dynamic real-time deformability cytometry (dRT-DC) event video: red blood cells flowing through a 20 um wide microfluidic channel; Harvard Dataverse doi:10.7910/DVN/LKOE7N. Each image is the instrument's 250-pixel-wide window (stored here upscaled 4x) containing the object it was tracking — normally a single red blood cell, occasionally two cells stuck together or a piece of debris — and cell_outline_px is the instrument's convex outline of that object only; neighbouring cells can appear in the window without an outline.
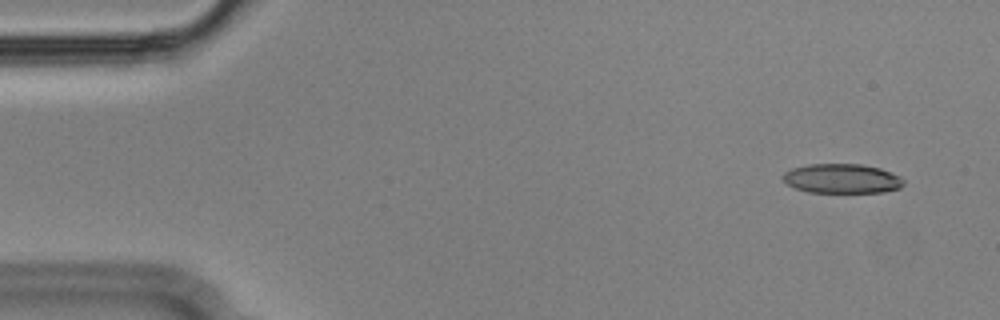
{"species": "Egyptian fruit bat (a non-hibernating species)", "species_latin": "Rousettus aegyptiacus", "temperature_condition": "cold", "stored_images_in_passage": 56, "camera_frame_rate_fps": 3000, "um_per_image_px": 0.085, "animal": {"sex": "male"}, "frame": {"image": 1, "passage_image": 4, "time_ms": 1.0, "image_size_px": [1000, 320], "cell_outline_px": [[904, 184], [900, 188], [884, 192], [808, 192], [796, 188], [788, 184], [780, 176], [784, 172], [792, 168], [808, 164], [860, 164], [880, 168], [900, 176], [904, 180]], "centroid_in_image_um": [71.56, 15.17], "position_along_channel_um": 13.4, "area_um2": 20.75}}
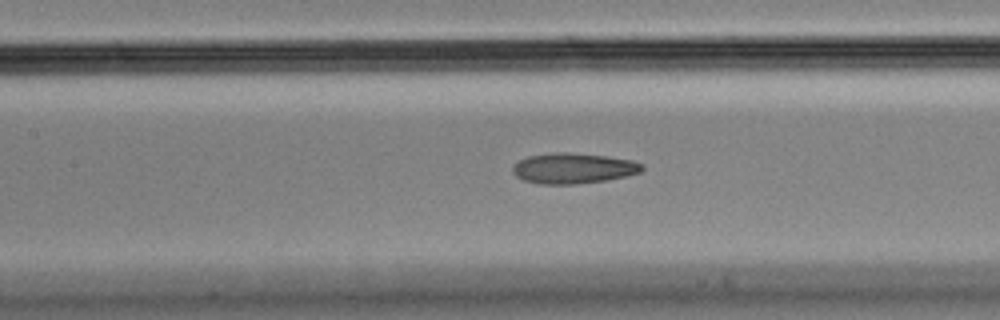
{"frame": {"image": 2, "passage_image": 25, "time_ms": 8.0, "image_size_px": [1000, 320], "cell_outline_px": [[644, 168], [640, 172], [608, 180], [576, 184], [540, 184], [524, 180], [516, 176], [512, 172], [512, 164], [528, 156], [556, 152], [564, 152], [608, 156], [632, 160], [644, 164]], "centroid_in_image_um": [48.72, 14.3], "position_along_channel_um": 158.7, "area_um2": 23.06}}
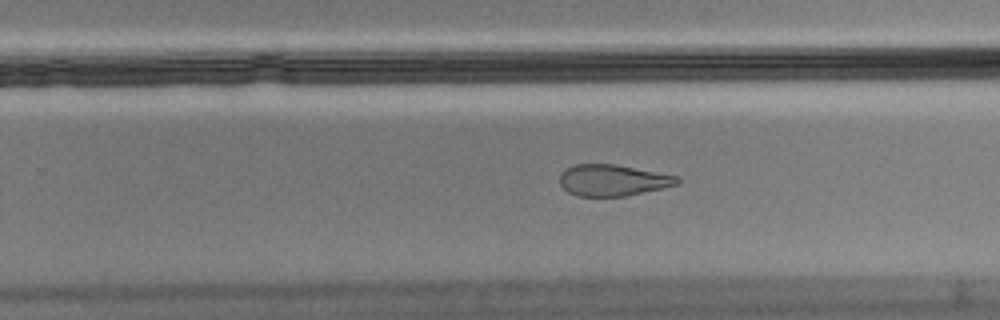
{"frame": {"image": 3, "passage_image": 35, "time_ms": 11.333, "image_size_px": [1000, 320], "cell_outline_px": [[680, 184], [628, 196], [576, 196], [568, 192], [560, 184], [560, 172], [576, 164], [616, 164], [680, 176]], "centroid_in_image_um": [52.13, 15.32], "position_along_channel_um": 277.7, "area_um2": 21.68}, "authors_computed_cell_mechanics": {"area_um2": 22.8888, "velocity_mm_per_s": 3.585, "shape_relaxation_time_tau1_ms": null, "shape_relaxation_time_tau2_ms": 3.7419, "deformation_change_tau1": null, "deformation_change_tau2": 0.1225}}